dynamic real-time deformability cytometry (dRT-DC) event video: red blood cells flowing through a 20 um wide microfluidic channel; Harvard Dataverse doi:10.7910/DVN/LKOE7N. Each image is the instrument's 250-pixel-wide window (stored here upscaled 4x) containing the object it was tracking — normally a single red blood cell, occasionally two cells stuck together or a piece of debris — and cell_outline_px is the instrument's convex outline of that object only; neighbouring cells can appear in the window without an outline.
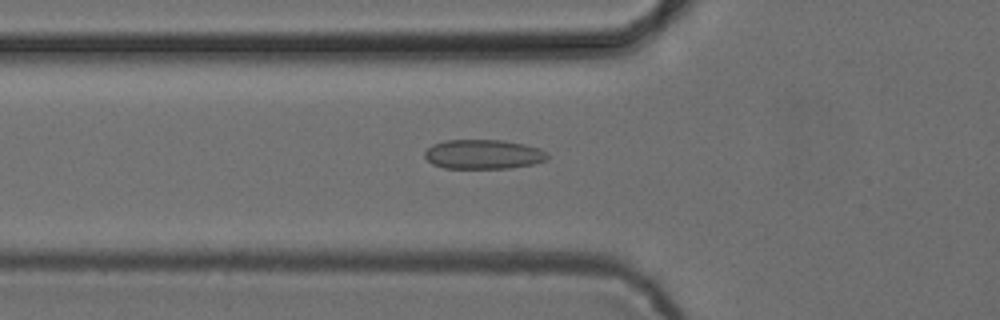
{"species": "common noctule bat (a hibernating species)", "species_latin": "Nyctalus noctula", "temperature_condition": "cold", "stored_images_in_passage": 52, "camera_frame_rate_fps": 3000, "um_per_image_px": 0.085, "animal": {"sex": "female", "body_mass_g": 24.6, "forearm_length_mm": 56.2}, "frame": {"image": 1, "passage_image": 18, "time_ms": 5.667, "image_size_px": [1000, 320], "cell_outline_px": [[548, 160], [532, 164], [508, 168], [444, 168], [432, 164], [424, 156], [424, 152], [432, 144], [444, 140], [504, 140], [524, 144], [540, 148], [548, 152]], "centroid_in_image_um": [41.09, 13.11], "position_along_channel_um": 84.7, "area_um2": 21.21}}
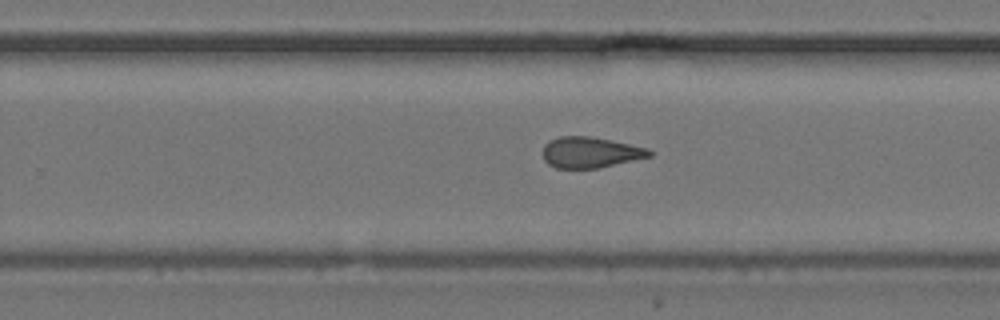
{"frame": {"image": 2, "passage_image": 33, "time_ms": 10.667, "image_size_px": [1000, 320], "cell_outline_px": [[652, 156], [600, 168], [556, 168], [548, 164], [544, 160], [544, 144], [548, 140], [560, 136], [588, 136], [612, 140], [648, 148], [652, 152]], "centroid_in_image_um": [50.18, 12.95], "position_along_channel_um": 279.6, "area_um2": 19.25}}
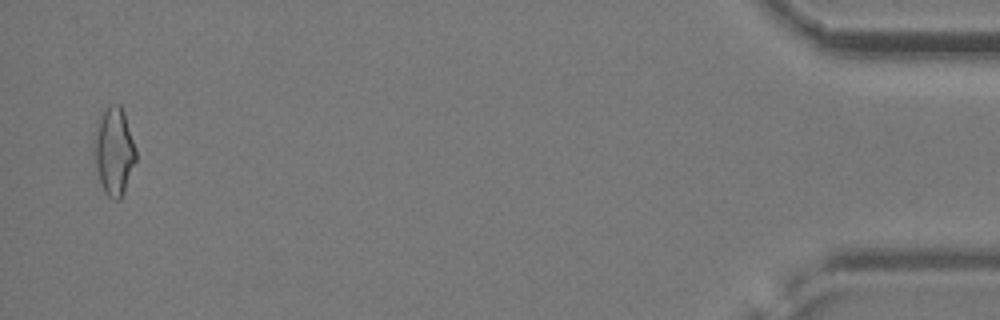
{"frame": {"image": 3, "passage_image": 51, "time_ms": 16.667, "image_size_px": [1000, 320], "cell_outline_px": [[136, 160], [124, 192], [120, 200], [112, 200], [104, 192], [96, 168], [92, 148], [92, 144], [96, 128], [100, 116], [112, 104], [120, 104], [124, 112], [136, 148]], "centroid_in_image_um": [9.68, 12.88], "position_along_channel_um": 425.5, "area_um2": 21.39}, "authors_computed_cell_mechanics": {"area_um2": 19.9988, "velocity_mm_per_s": 3.8834, "shape_relaxation_time_tau1_ms": null, "shape_relaxation_time_tau2_ms": 3.1508, "deformation_change_tau1": null, "deformation_change_tau2": 0.0974}}